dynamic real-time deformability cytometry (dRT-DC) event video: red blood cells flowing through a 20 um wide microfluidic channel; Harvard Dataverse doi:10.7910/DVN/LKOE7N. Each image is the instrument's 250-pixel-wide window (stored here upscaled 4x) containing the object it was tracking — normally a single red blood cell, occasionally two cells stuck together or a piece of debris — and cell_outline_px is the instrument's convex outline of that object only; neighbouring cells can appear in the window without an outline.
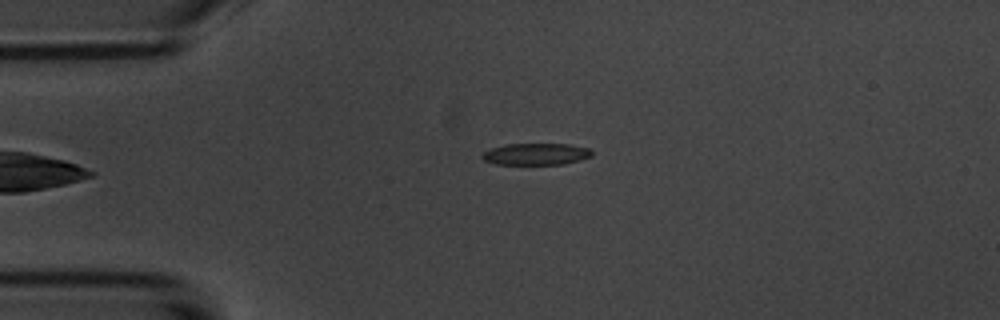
{"species": "common noctule bat (a hibernating species)", "species_latin": "Nyctalus noctula", "temperature_condition": "room temperature", "stored_images_in_passage": 4, "camera_frame_rate_fps": 3000, "um_per_image_px": 0.085, "animal": {"sex": "male", "body_mass_g": 20.1, "forearm_length_mm": 53.5}, "frame": {"image": 1, "passage_image": 4, "time_ms": 3.667, "image_size_px": [1000, 320], "cell_outline_px": [[592, 156], [580, 160], [564, 164], [496, 164], [484, 160], [480, 156], [484, 152], [492, 148], [504, 144], [568, 144], [588, 148], [592, 152]], "centroid_in_image_um": [45.56, 13.09], "position_along_channel_um": 39.4, "area_um2": 13.81}}